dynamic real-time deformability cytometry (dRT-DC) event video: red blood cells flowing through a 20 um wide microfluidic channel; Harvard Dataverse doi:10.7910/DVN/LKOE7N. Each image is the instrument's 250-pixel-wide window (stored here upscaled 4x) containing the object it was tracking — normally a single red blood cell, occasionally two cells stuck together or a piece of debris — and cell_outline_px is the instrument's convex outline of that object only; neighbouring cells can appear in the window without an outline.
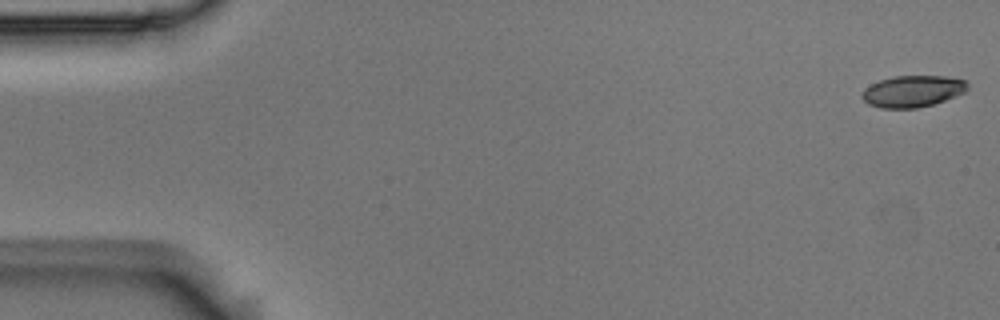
{"species": "Egyptian fruit bat (a non-hibernating species)", "species_latin": "Rousettus aegyptiacus", "temperature_condition": "room temperature", "stored_images_in_passage": 4, "camera_frame_rate_fps": 3000, "um_per_image_px": 0.085, "animal": {"sex": "male"}, "frame": {"image": 1, "passage_image": 1, "time_ms": 0.0, "image_size_px": [1000, 320], "cell_outline_px": [[968, 88], [964, 92], [944, 100], [932, 104], [916, 108], [880, 108], [868, 104], [860, 96], [864, 88], [880, 80], [896, 76], [944, 76], [964, 80], [968, 84]], "centroid_in_image_um": [77.54, 7.76], "position_along_channel_um": 7.5, "area_um2": 19.25}}
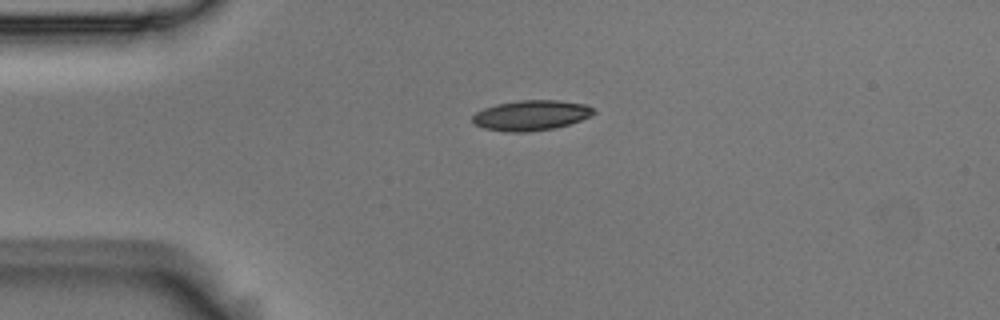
{"frame": {"image": 2, "passage_image": 4, "time_ms": 1.0, "image_size_px": [1000, 320], "cell_outline_px": [[596, 112], [580, 120], [556, 128], [528, 132], [504, 132], [484, 128], [476, 124], [472, 120], [472, 116], [476, 112], [484, 108], [496, 104], [520, 100], [560, 100], [584, 104], [592, 108]], "centroid_in_image_um": [45.11, 9.8], "position_along_channel_um": 39.9, "area_um2": 21.27}}